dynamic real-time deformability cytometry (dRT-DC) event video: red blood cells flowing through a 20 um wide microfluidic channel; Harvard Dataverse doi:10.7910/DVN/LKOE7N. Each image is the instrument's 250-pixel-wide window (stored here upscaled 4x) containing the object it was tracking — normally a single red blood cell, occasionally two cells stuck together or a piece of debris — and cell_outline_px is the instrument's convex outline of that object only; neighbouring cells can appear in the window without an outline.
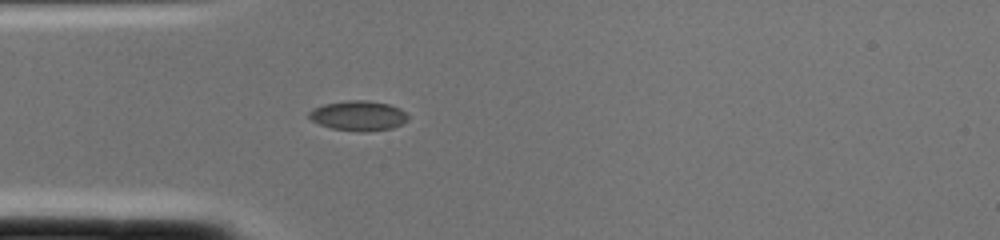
{"species": "common noctule bat (a hibernating species)", "species_latin": "Nyctalus noctula", "temperature_condition": "cold", "stored_images_in_passage": 1, "camera_frame_rate_fps": 3000, "um_per_image_px": 0.085, "animal": {"sex": "female", "body_mass_g": 22.0, "forearm_length_mm": 56.7}, "frame": {"image": 1, "passage_image": 1, "time_ms": 0.0, "image_size_px": [1000, 240], "cell_outline_px": [[408, 120], [392, 128], [364, 132], [360, 132], [332, 128], [320, 124], [312, 120], [308, 116], [308, 112], [312, 108], [324, 104], [348, 100], [368, 100], [388, 104], [400, 108], [408, 116]], "centroid_in_image_um": [30.45, 9.83], "position_along_channel_um": 54.6, "area_um2": 17.22}}